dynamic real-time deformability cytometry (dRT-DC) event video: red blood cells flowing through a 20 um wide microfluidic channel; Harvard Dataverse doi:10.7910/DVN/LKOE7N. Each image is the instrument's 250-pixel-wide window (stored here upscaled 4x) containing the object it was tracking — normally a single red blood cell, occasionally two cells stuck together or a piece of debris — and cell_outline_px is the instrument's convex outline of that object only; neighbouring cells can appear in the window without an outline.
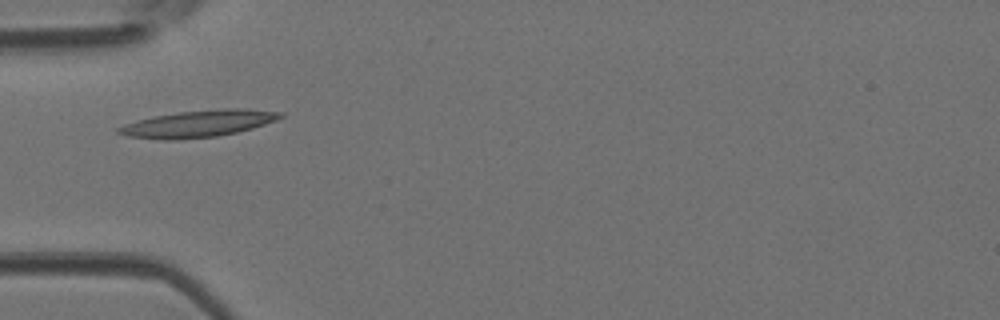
{"species": "Egyptian fruit bat (a non-hibernating species)", "species_latin": "Rousettus aegyptiacus", "temperature_condition": "room temperature", "stored_images_in_passage": 32, "camera_frame_rate_fps": 3000, "um_per_image_px": 0.085, "animal": {"sex": "female"}, "frame": {"image": 1, "passage_image": 1, "time_ms": 0.0, "image_size_px": [1000, 320], "cell_outline_px": [[284, 116], [276, 120], [252, 128], [236, 132], [216, 136], [176, 140], [160, 140], [128, 136], [116, 132], [116, 128], [124, 124], [152, 116], [180, 112], [220, 108], [244, 108], [284, 112]], "centroid_in_image_um": [16.85, 10.51], "position_along_channel_um": 68.2, "area_um2": 25.37}}
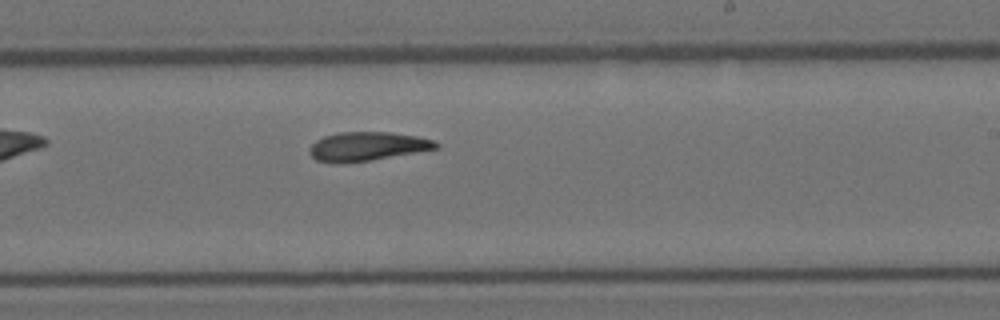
{"frame": {"image": 2, "passage_image": 14, "time_ms": 4.333, "image_size_px": [1000, 320], "cell_outline_px": [[440, 148], [368, 160], [336, 164], [332, 164], [316, 160], [308, 152], [308, 148], [316, 140], [324, 136], [340, 132], [392, 132], [416, 136], [432, 140], [440, 144]], "centroid_in_image_um": [31.17, 12.44], "position_along_channel_um": 257.8, "area_um2": 21.27}}
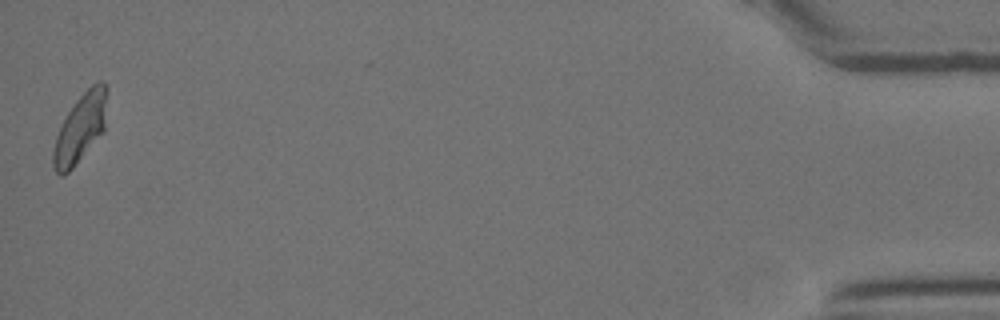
{"frame": {"image": 3, "passage_image": 32, "time_ms": 10.333, "image_size_px": [1000, 320], "cell_outline_px": [[104, 132], [72, 168], [64, 176], [60, 176], [52, 168], [52, 152], [56, 136], [68, 112], [76, 100], [92, 84], [100, 80], [104, 80]], "centroid_in_image_um": [6.77, 10.97], "position_along_channel_um": 428.4, "area_um2": 20.92}}